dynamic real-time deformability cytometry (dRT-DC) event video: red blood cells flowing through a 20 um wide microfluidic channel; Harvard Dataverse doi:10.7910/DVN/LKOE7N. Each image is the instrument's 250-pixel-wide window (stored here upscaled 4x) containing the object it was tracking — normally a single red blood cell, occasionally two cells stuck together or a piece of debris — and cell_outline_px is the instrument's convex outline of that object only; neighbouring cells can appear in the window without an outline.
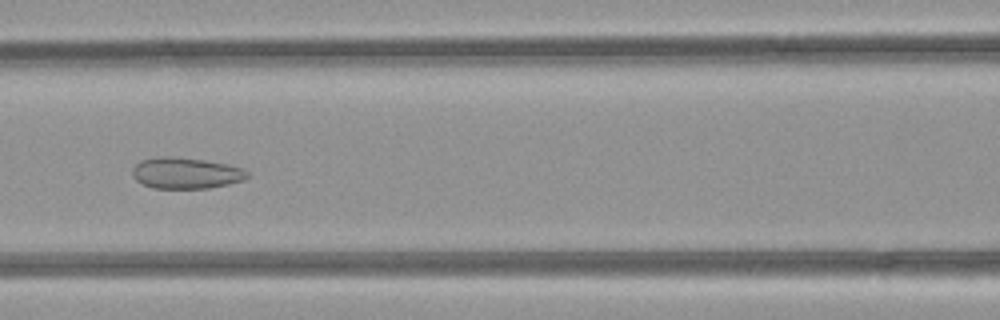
{"species": "common noctule bat (a hibernating species)", "species_latin": "Nyctalus noctula", "temperature_condition": "room temperature", "stored_images_in_passage": 50, "camera_frame_rate_fps": 3000, "um_per_image_px": 0.085, "animal": {"sex": "female", "body_mass_g": 21.9}, "frame": {"image": 1, "passage_image": 22, "time_ms": 7.0, "image_size_px": [1000, 320], "cell_outline_px": [[248, 176], [244, 180], [228, 184], [208, 188], [152, 188], [136, 180], [132, 176], [132, 168], [140, 160], [160, 156], [172, 156], [204, 160], [228, 164], [244, 168], [248, 172]], "centroid_in_image_um": [15.79, 14.7], "position_along_channel_um": 150.8, "area_um2": 20.98}}
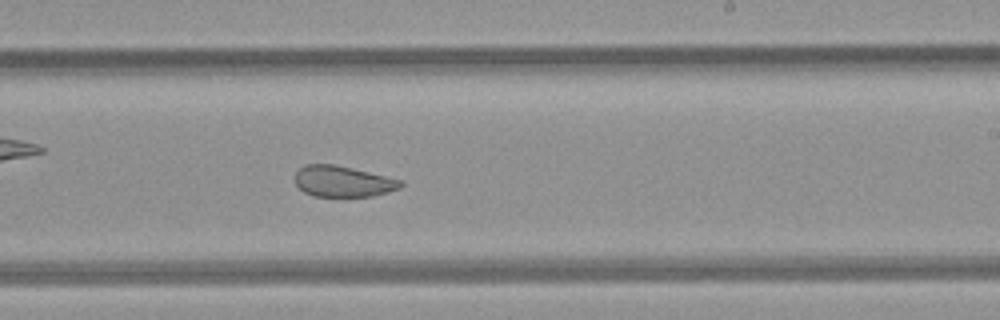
{"frame": {"image": 2, "passage_image": 30, "time_ms": 9.667, "image_size_px": [1000, 320], "cell_outline_px": [[404, 184], [400, 188], [388, 192], [372, 196], [312, 196], [304, 192], [292, 180], [296, 172], [304, 164], [332, 164], [352, 168], [404, 180]], "centroid_in_image_um": [29.14, 15.41], "position_along_channel_um": 259.9, "area_um2": 19.25}}
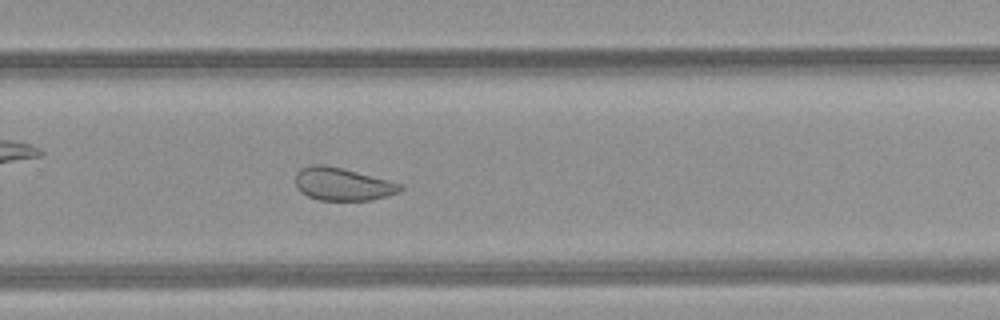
{"frame": {"image": 3, "passage_image": 33, "time_ms": 10.667, "image_size_px": [1000, 320], "cell_outline_px": [[404, 188], [400, 192], [388, 196], [368, 200], [320, 200], [308, 196], [300, 192], [296, 188], [296, 172], [300, 168], [312, 164], [324, 164], [404, 184]], "centroid_in_image_um": [29.11, 15.65], "position_along_channel_um": 300.7, "area_um2": 20.06}, "authors_computed_cell_mechanics": {"area_um2": 25.432, "velocity_mm_per_s": 4.1073, "shape_relaxation_time_tau1_ms": null, "shape_relaxation_time_tau2_ms": 1.5599, "deformation_change_tau1": null, "deformation_change_tau2": 0.0789}}